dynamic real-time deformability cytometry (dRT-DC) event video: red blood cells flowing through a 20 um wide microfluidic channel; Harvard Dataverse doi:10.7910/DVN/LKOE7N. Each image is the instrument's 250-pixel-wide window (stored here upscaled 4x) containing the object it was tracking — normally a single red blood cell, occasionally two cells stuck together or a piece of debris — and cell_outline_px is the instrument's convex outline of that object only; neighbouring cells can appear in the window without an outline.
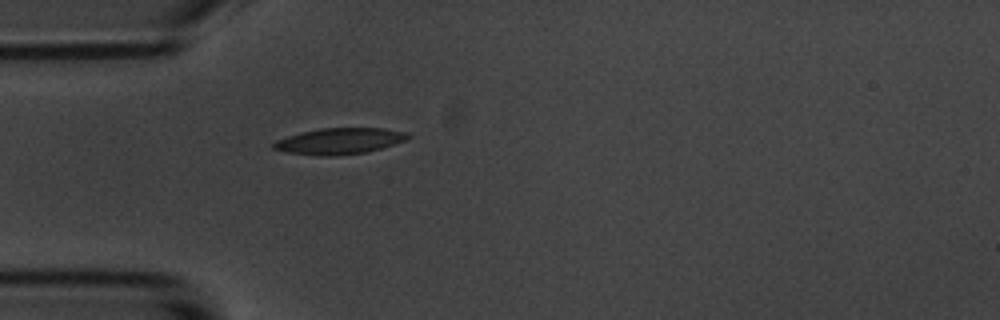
{"species": "common noctule bat (a hibernating species)", "species_latin": "Nyctalus noctula", "temperature_condition": "room temperature", "stored_images_in_passage": 41, "camera_frame_rate_fps": 3000, "um_per_image_px": 0.085, "animal": {"sex": "male", "body_mass_g": 20.1, "forearm_length_mm": 53.5}, "frame": {"image": 1, "passage_image": 1, "time_ms": 0.0, "image_size_px": [1000, 320], "cell_outline_px": [[412, 136], [408, 140], [380, 148], [364, 152], [340, 156], [320, 156], [288, 152], [272, 148], [272, 144], [276, 140], [300, 132], [320, 128], [384, 128], [404, 132]], "centroid_in_image_um": [28.86, 11.99], "position_along_channel_um": 56.1, "area_um2": 20.46}}
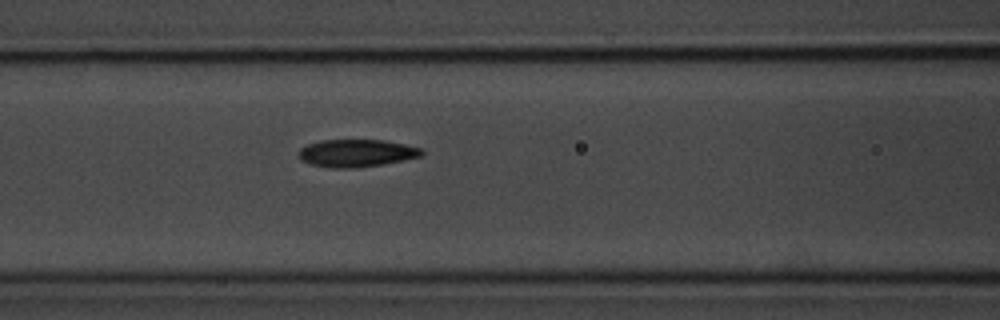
{"frame": {"image": 2, "passage_image": 8, "time_ms": 2.333, "image_size_px": [1000, 320], "cell_outline_px": [[424, 152], [420, 156], [380, 164], [352, 168], [332, 168], [312, 164], [300, 160], [300, 148], [308, 144], [320, 140], [384, 140], [404, 144], [420, 148]], "centroid_in_image_um": [30.26, 13.0], "position_along_channel_um": 136.3, "area_um2": 19.36}}
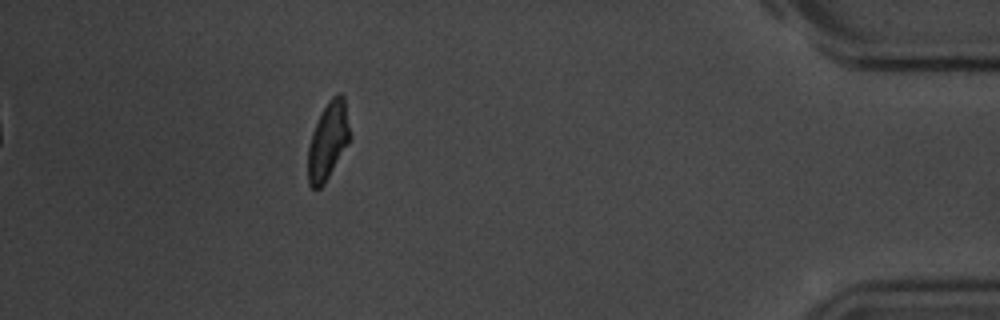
{"frame": {"image": 3, "passage_image": 35, "time_ms": 11.333, "image_size_px": [1000, 320], "cell_outline_px": [[352, 136], [348, 144], [324, 184], [320, 188], [312, 188], [308, 184], [308, 148], [312, 132], [320, 112], [328, 100], [336, 92], [340, 92], [344, 96]], "centroid_in_image_um": [27.9, 11.92], "position_along_channel_um": 407.3, "area_um2": 19.25}, "authors_computed_cell_mechanics": {"area_um2": 19.7098, "velocity_mm_per_s": 3.5968, "shape_relaxation_time_tau1_ms": 5.1695, "shape_relaxation_time_tau2_ms": 2.3319, "deformation_change_tau1": 0.159, "deformation_change_tau2": 0.084}}